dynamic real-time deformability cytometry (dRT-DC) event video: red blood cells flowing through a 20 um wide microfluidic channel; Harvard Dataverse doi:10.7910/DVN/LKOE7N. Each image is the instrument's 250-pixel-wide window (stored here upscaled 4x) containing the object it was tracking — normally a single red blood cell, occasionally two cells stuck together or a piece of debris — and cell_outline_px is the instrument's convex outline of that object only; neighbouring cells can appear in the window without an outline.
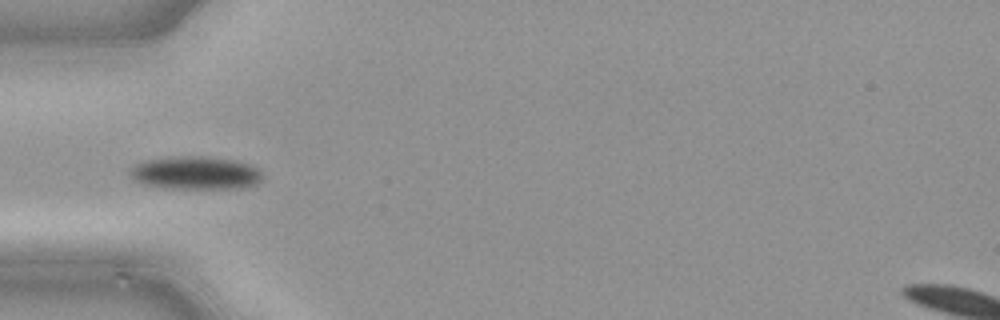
{"species": "common noctule bat (a hibernating species)", "species_latin": "Nyctalus noctula", "temperature_condition": "cold", "stored_images_in_passage": 38, "camera_frame_rate_fps": 3000, "um_per_image_px": 0.085, "animal": {"sex": "male", "body_mass_g": 21.5, "forearm_length_mm": 52.0}, "frame": {"image": 1, "passage_image": 12, "time_ms": 3.667, "image_size_px": [1000, 320], "cell_outline_px": [[260, 180], [256, 184], [244, 188], [168, 188], [144, 184], [136, 180], [128, 172], [128, 168], [140, 160], [168, 156], [208, 156], [232, 160], [248, 164], [256, 168], [260, 172]], "centroid_in_image_um": [16.53, 14.68], "position_along_channel_um": 68.5, "area_um2": 25.66}}